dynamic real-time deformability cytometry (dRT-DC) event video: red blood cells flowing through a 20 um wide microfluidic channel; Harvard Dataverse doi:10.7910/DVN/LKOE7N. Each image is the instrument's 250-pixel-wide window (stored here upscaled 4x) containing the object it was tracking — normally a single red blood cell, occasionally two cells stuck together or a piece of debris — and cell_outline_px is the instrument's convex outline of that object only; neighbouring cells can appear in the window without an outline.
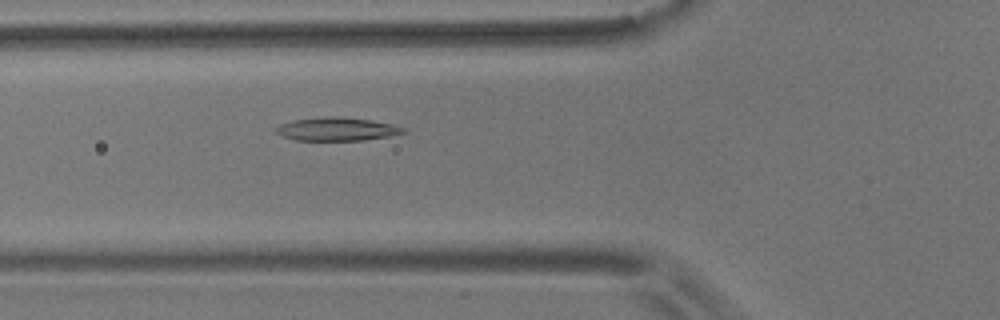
{"species": "common noctule bat (a hibernating species)", "species_latin": "Nyctalus noctula", "temperature_condition": "room temperature", "stored_images_in_passage": 47, "camera_frame_rate_fps": 3000, "um_per_image_px": 0.085, "animal": {"sex": "male", "body_mass_g": 17.9}, "frame": {"image": 1, "passage_image": 11, "time_ms": 3.333, "image_size_px": [1000, 320], "cell_outline_px": [[408, 132], [388, 136], [364, 140], [296, 140], [284, 136], [276, 132], [276, 128], [280, 124], [292, 120], [324, 116], [336, 116], [372, 120], [392, 124], [408, 128]], "centroid_in_image_um": [28.69, 10.96], "position_along_channel_um": 97.1, "area_um2": 17.34}}
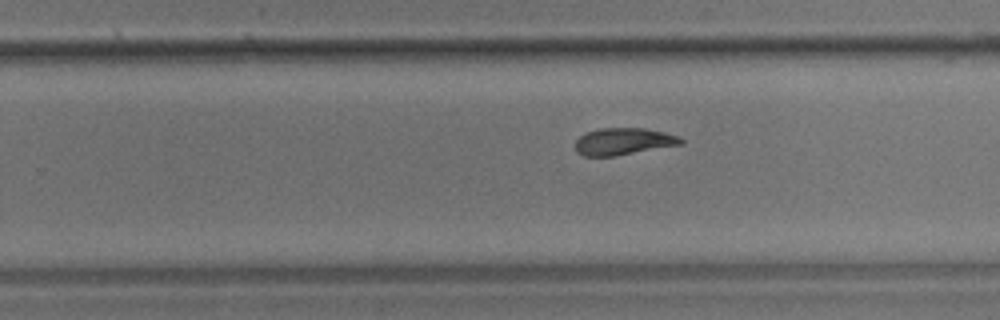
{"frame": {"image": 2, "passage_image": 26, "time_ms": 8.333, "image_size_px": [1000, 320], "cell_outline_px": [[684, 144], [616, 156], [584, 156], [576, 152], [576, 140], [584, 132], [600, 128], [644, 128], [664, 132], [676, 136], [684, 140]], "centroid_in_image_um": [52.98, 12.02], "position_along_channel_um": 276.8, "area_um2": 16.7}}
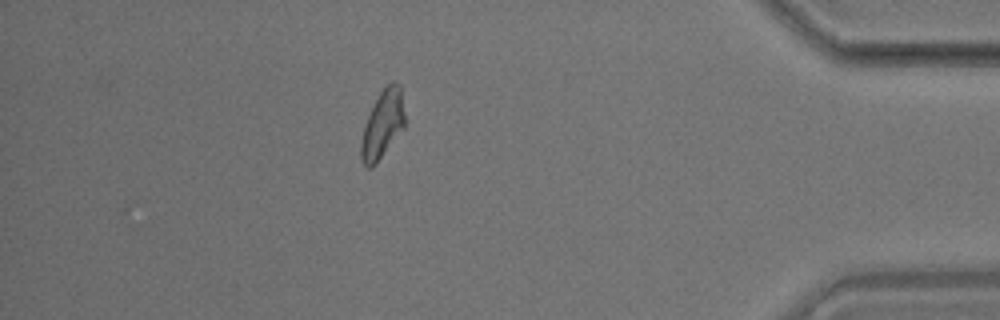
{"frame": {"image": 3, "passage_image": 40, "time_ms": 13.0, "image_size_px": [1000, 320], "cell_outline_px": [[404, 128], [376, 164], [372, 168], [368, 168], [360, 160], [360, 144], [364, 128], [368, 116], [380, 92], [392, 80], [396, 80], [400, 84], [404, 112]], "centroid_in_image_um": [32.52, 10.59], "position_along_channel_um": 402.7, "area_um2": 17.22}, "authors_computed_cell_mechanics": {"area_um2": 17.34, "velocity_mm_per_s": 3.591, "shape_relaxation_time_tau1_ms": 5.4266, "shape_relaxation_time_tau2_ms": 3.8802, "deformation_change_tau1": 0.1993, "deformation_change_tau2": 0.1109}}